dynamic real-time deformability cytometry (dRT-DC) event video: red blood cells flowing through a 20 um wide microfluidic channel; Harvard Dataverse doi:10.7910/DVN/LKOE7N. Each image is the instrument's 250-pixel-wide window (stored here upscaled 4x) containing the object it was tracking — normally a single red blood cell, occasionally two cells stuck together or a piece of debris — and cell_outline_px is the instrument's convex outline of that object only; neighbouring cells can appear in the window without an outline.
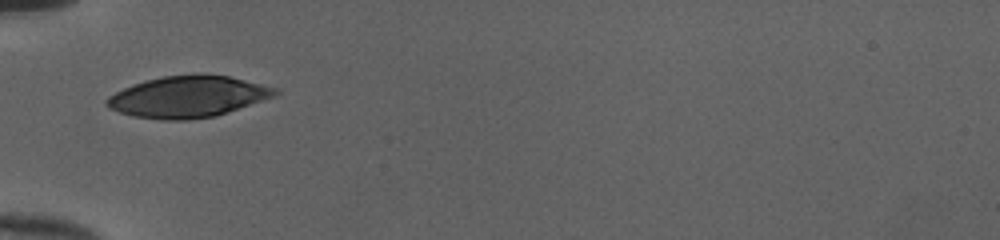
{"species": "human", "species_latin": "Homo sapiens", "temperature_condition": "cold", "stored_images_in_passage": 34, "camera_frame_rate_fps": 3000, "um_per_image_px": 0.085, "donor": {"sex": "female"}, "frame": {"image": 1, "passage_image": 1, "time_ms": 0.0, "image_size_px": [1000, 240], "cell_outline_px": [[280, 92], [276, 96], [216, 116], [188, 120], [160, 120], [132, 116], [108, 108], [104, 104], [104, 100], [108, 96], [132, 84], [164, 76], [196, 72], [200, 72], [228, 76], [280, 88]], "centroid_in_image_um": [15.99, 8.21], "position_along_channel_um": 69.0, "area_um2": 41.27}}
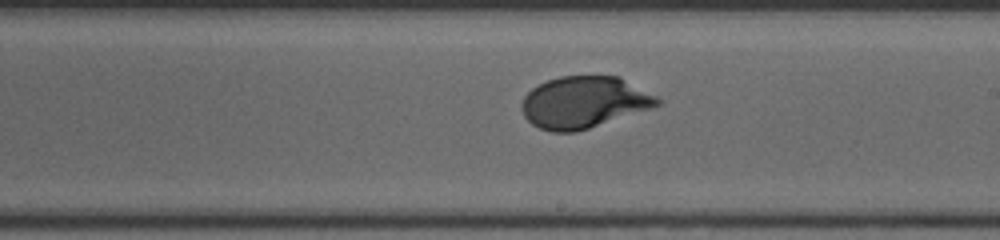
{"frame": {"image": 2, "passage_image": 14, "time_ms": 4.333, "image_size_px": [1000, 240], "cell_outline_px": [[664, 100], [660, 104], [652, 108], [576, 132], [552, 132], [540, 128], [532, 124], [524, 116], [520, 104], [524, 96], [532, 88], [548, 80], [560, 76], [620, 76]], "centroid_in_image_um": [49.65, 8.69], "position_along_channel_um": 239.4, "area_um2": 40.92}}
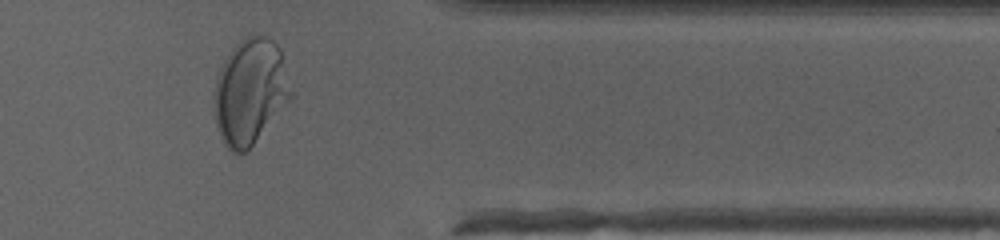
{"frame": {"image": 3, "passage_image": 26, "time_ms": 8.333, "image_size_px": [1000, 240], "cell_outline_px": [[292, 96], [252, 144], [244, 152], [232, 152], [224, 144], [216, 128], [212, 112], [212, 96], [216, 80], [220, 68], [224, 60], [232, 48], [244, 36], [264, 36], [272, 40], [280, 48], [292, 92]], "centroid_in_image_um": [21.2, 7.77], "position_along_channel_um": 390.2, "area_um2": 46.99}, "authors_computed_cell_mechanics": {"area_um2": 40.9513, "velocity_mm_per_s": 3.9881, "shape_relaxation_time_tau1_ms": 3.9639, "shape_relaxation_time_tau2_ms": null, "deformation_change_tau1": 0.1863, "deformation_change_tau2": null}}